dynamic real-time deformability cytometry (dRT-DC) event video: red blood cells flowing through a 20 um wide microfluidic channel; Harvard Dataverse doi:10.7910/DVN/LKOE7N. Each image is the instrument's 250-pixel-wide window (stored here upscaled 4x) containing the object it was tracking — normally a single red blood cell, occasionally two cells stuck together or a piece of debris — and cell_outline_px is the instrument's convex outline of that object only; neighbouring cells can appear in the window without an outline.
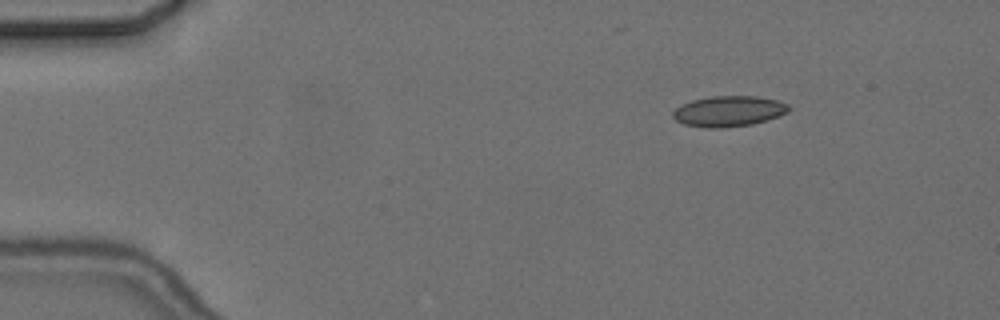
{"species": "common noctule bat (a hibernating species)", "species_latin": "Nyctalus noctula", "temperature_condition": "cold", "stored_images_in_passage": 3, "camera_frame_rate_fps": 3000, "um_per_image_px": 0.085, "animal": {"sex": "female", "body_mass_g": 24.6, "forearm_length_mm": 56.2}, "frame": {"image": 1, "passage_image": 1, "time_ms": 0.0, "image_size_px": [1000, 320], "cell_outline_px": [[792, 108], [788, 112], [768, 120], [752, 124], [720, 128], [708, 128], [684, 124], [676, 120], [672, 116], [672, 112], [680, 104], [692, 100], [712, 96], [756, 96], [776, 100], [788, 104]], "centroid_in_image_um": [61.94, 9.45], "position_along_channel_um": 23.1, "area_um2": 20.75}}